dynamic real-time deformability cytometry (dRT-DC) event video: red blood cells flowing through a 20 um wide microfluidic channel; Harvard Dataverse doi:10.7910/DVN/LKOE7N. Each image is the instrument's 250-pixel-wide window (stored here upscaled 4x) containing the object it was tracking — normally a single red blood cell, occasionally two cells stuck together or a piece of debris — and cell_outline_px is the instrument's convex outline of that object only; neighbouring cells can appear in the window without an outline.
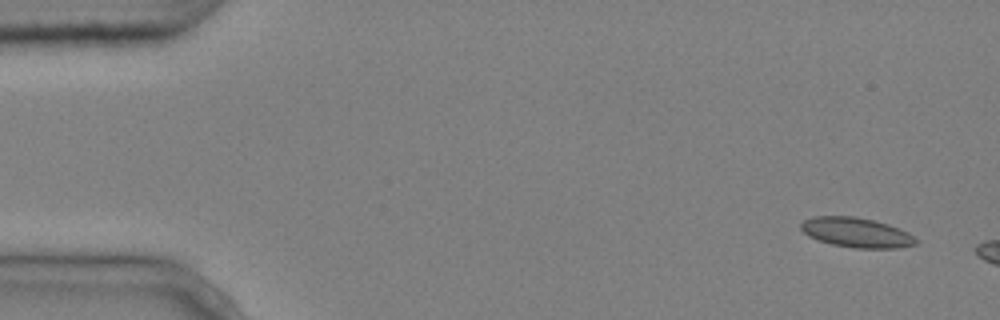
{"species": "common noctule bat (a hibernating species)", "species_latin": "Nyctalus noctula", "temperature_condition": "cold", "stored_images_in_passage": 4, "camera_frame_rate_fps": 3000, "um_per_image_px": 0.085, "animal": {"sex": "male", "body_mass_g": 20.4}, "frame": {"image": 1, "passage_image": 1, "time_ms": 0.0, "image_size_px": [1000, 320], "cell_outline_px": [[916, 244], [896, 248], [856, 248], [832, 244], [808, 236], [800, 228], [800, 224], [804, 220], [812, 216], [852, 216], [872, 220], [888, 224], [908, 232], [916, 240]], "centroid_in_image_um": [72.76, 19.75], "position_along_channel_um": 12.2, "area_um2": 19.71}}